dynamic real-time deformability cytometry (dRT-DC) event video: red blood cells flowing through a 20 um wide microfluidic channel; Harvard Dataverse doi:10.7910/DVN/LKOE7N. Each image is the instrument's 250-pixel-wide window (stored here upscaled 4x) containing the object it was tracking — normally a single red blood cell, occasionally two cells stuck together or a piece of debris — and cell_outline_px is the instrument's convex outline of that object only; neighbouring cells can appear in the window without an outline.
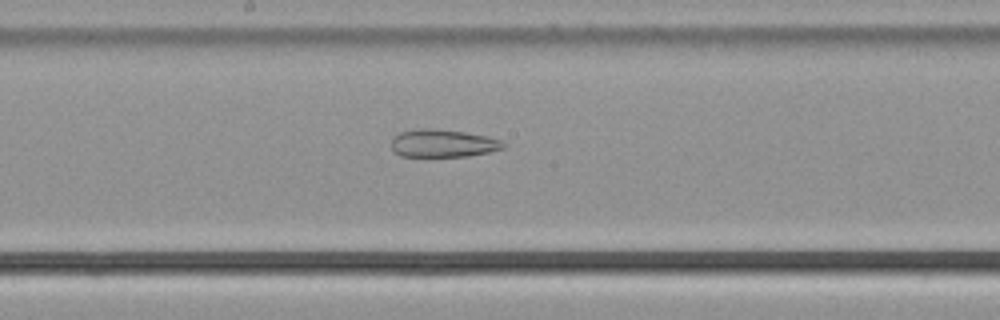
{"species": "common noctule bat (a hibernating species)", "species_latin": "Nyctalus noctula", "temperature_condition": "cold", "stored_images_in_passage": 54, "camera_frame_rate_fps": 3000, "um_per_image_px": 0.085, "animal": {"sex": "male", "body_mass_g": 21.5, "forearm_length_mm": 52.0}, "frame": {"image": 1, "passage_image": 29, "time_ms": 9.333, "image_size_px": [1000, 320], "cell_outline_px": [[508, 144], [504, 148], [488, 152], [468, 156], [428, 160], [400, 156], [392, 152], [392, 136], [400, 132], [416, 128], [440, 128], [488, 136], [500, 140]], "centroid_in_image_um": [37.58, 12.23], "position_along_channel_um": 210.6, "area_um2": 19.42}}
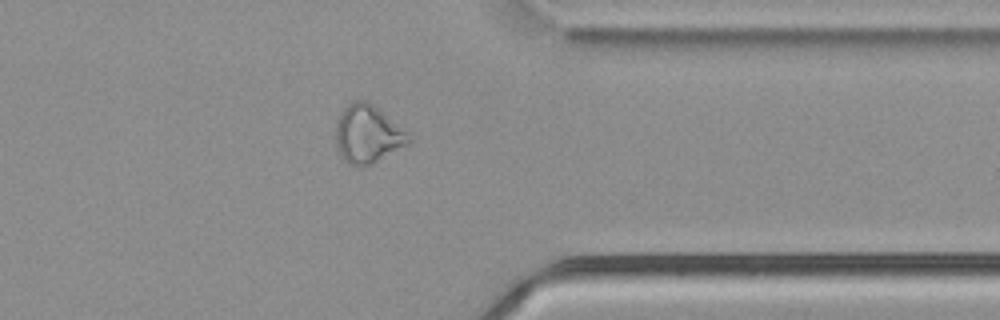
{"frame": {"image": 2, "passage_image": 43, "time_ms": 14.0, "image_size_px": [1000, 320], "cell_outline_px": [[412, 140], [408, 144], [360, 168], [348, 164], [336, 152], [336, 120], [344, 108], [352, 100], [368, 100], [412, 136]], "centroid_in_image_um": [31.21, 11.39], "position_along_channel_um": 380.2, "area_um2": 24.62}}
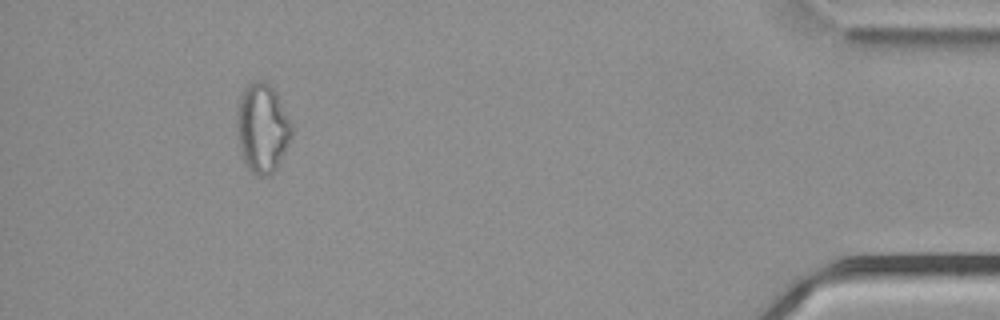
{"frame": {"image": 3, "passage_image": 50, "time_ms": 16.333, "image_size_px": [1000, 320], "cell_outline_px": [[292, 136], [276, 168], [268, 176], [256, 176], [244, 164], [240, 152], [236, 132], [236, 108], [240, 92], [252, 80], [264, 80], [276, 92], [292, 124]], "centroid_in_image_um": [22.25, 10.86], "position_along_channel_um": 413.0, "area_um2": 28.96}, "authors_computed_cell_mechanics": {"area_um2": 27.1371, "velocity_mm_per_s": 3.7931, "shape_relaxation_time_tau1_ms": null, "shape_relaxation_time_tau2_ms": 5.7168, "deformation_change_tau1": null, "deformation_change_tau2": 0.1592}}